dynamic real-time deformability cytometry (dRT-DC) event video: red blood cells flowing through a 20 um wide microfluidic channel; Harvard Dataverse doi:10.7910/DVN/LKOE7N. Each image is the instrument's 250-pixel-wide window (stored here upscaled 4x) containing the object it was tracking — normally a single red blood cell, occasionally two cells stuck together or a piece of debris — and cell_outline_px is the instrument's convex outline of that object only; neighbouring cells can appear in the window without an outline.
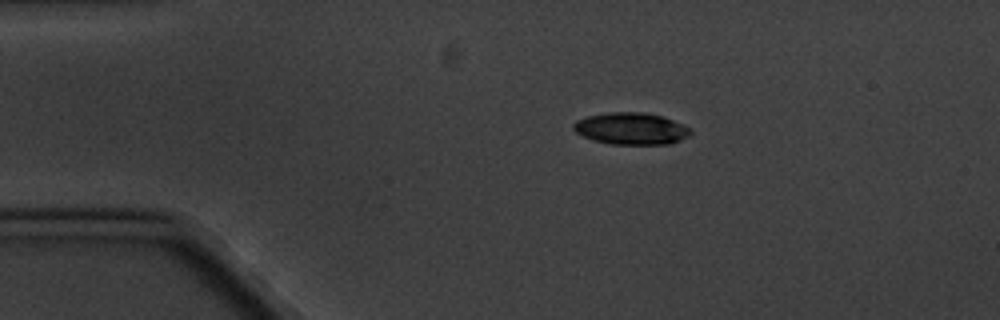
{"species": "common noctule bat (a hibernating species)", "species_latin": "Nyctalus noctula", "temperature_condition": "cold", "stored_images_in_passage": 5, "camera_frame_rate_fps": 3000, "um_per_image_px": 0.085, "animal": {"sex": "male", "body_mass_g": 20.1, "forearm_length_mm": 53.5}, "frame": {"image": 1, "passage_image": 3, "time_ms": 2.0, "image_size_px": [1000, 320], "cell_outline_px": [[692, 132], [688, 136], [680, 140], [668, 144], [612, 144], [592, 140], [576, 132], [572, 128], [572, 124], [576, 120], [588, 116], [608, 112], [644, 112], [660, 116], [684, 124]], "centroid_in_image_um": [53.62, 10.93], "position_along_channel_um": 31.4, "area_um2": 21.68}}
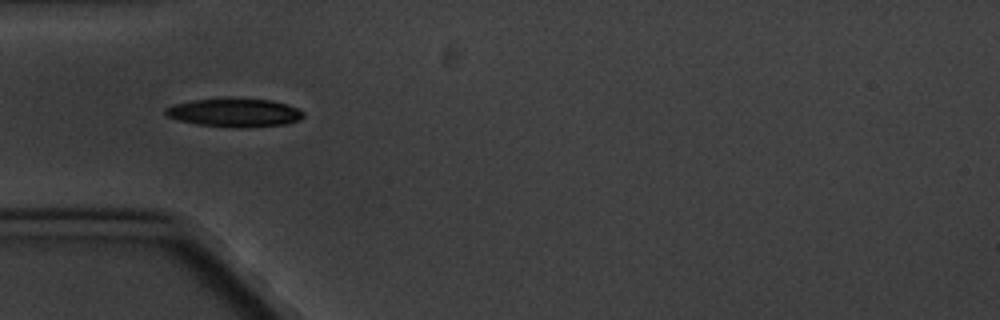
{"frame": {"image": 2, "passage_image": 4, "time_ms": 4.333, "image_size_px": [1000, 320], "cell_outline_px": [[304, 116], [300, 120], [284, 124], [240, 128], [236, 128], [196, 124], [180, 120], [168, 116], [164, 112], [164, 108], [172, 104], [192, 100], [272, 100], [288, 104], [304, 112]], "centroid_in_image_um": [19.94, 9.6], "position_along_channel_um": 65.1, "area_um2": 22.37}}